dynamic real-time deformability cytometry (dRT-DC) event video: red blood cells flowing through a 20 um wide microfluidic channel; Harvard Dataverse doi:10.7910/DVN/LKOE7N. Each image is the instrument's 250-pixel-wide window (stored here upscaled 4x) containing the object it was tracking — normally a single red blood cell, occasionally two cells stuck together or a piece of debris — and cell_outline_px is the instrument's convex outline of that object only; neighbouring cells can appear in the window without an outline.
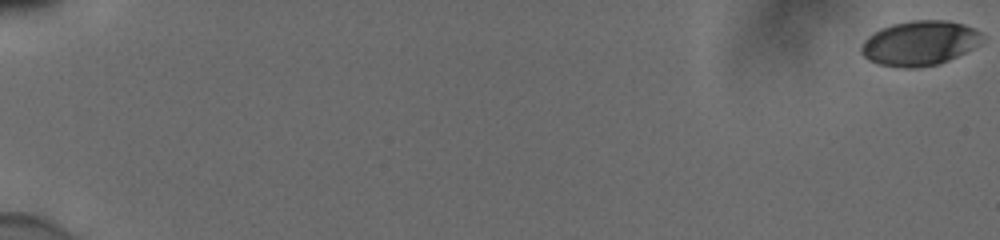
{"species": "human", "species_latin": "Homo sapiens", "temperature_condition": "cold", "stored_images_in_passage": 57, "camera_frame_rate_fps": 3000, "um_per_image_px": 0.085, "donor": {"sex": "male"}, "frame": {"image": 1, "passage_image": 1, "time_ms": 0.0, "image_size_px": [1000, 240], "cell_outline_px": [[984, 36], [980, 44], [948, 60], [936, 64], [920, 68], [904, 68], [880, 64], [868, 60], [860, 52], [860, 48], [864, 40], [868, 36], [892, 24], [912, 20], [944, 20], [964, 24], [980, 32]], "centroid_in_image_um": [78.16, 3.67], "position_along_channel_um": 6.8, "area_um2": 31.33}}
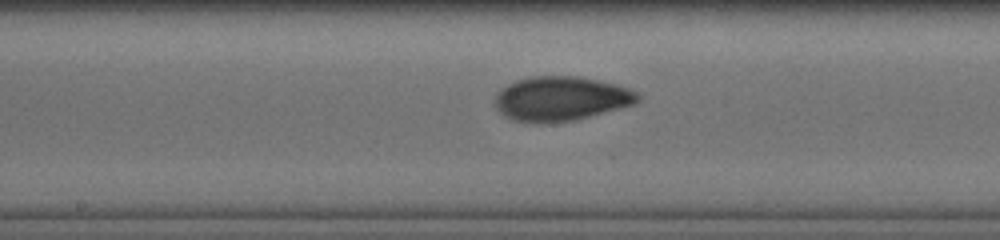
{"frame": {"image": 2, "passage_image": 33, "time_ms": 10.667, "image_size_px": [1000, 240], "cell_outline_px": [[640, 100], [632, 104], [620, 108], [572, 120], [548, 124], [540, 124], [516, 120], [504, 116], [496, 108], [496, 96], [508, 84], [516, 80], [532, 76], [576, 76], [596, 80], [628, 88], [636, 92], [640, 96]], "centroid_in_image_um": [47.66, 8.39], "position_along_channel_um": 200.5, "area_um2": 36.47}}
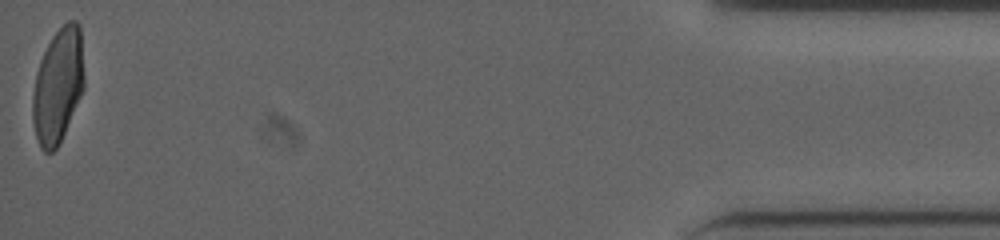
{"frame": {"image": 3, "passage_image": 57, "time_ms": 18.667, "image_size_px": [1000, 240], "cell_outline_px": [[84, 88], [64, 132], [56, 148], [52, 152], [44, 152], [40, 148], [36, 136], [32, 120], [32, 96], [36, 72], [40, 60], [52, 36], [68, 20], [76, 20], [80, 24], [84, 76]], "centroid_in_image_um": [4.92, 7.26], "position_along_channel_um": 430.3, "area_um2": 34.28}, "authors_computed_cell_mechanics": {"area_um2": 34.3332, "velocity_mm_per_s": 3.8748, "shape_relaxation_time_tau1_ms": 6.5012, "shape_relaxation_time_tau2_ms": 1.4468, "deformation_change_tau1": 0.1859, "deformation_change_tau2": 0.0548}}